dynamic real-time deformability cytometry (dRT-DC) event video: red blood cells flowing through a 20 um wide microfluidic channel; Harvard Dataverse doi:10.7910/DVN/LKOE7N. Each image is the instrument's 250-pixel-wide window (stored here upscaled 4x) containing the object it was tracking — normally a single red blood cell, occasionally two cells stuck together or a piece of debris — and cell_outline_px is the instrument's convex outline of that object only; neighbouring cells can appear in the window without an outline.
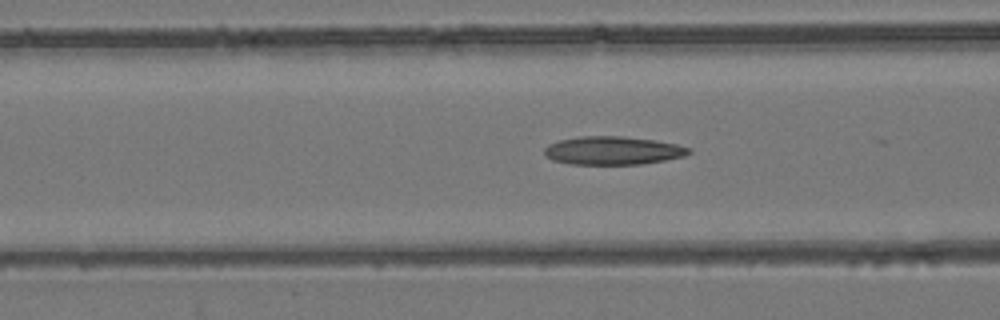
{"species": "common noctule bat (a hibernating species)", "species_latin": "Nyctalus noctula", "temperature_condition": "room temperature", "stored_images_in_passage": 26, "camera_frame_rate_fps": 3000, "um_per_image_px": 0.085, "animal": {"sex": "female", "body_mass_g": 24.6, "forearm_length_mm": 56.2}, "frame": {"image": 1, "passage_image": 4, "time_ms": 1.0, "image_size_px": [1000, 320], "cell_outline_px": [[692, 152], [684, 156], [644, 164], [568, 164], [552, 160], [544, 156], [544, 148], [548, 144], [560, 140], [580, 136], [620, 136], [656, 140], [676, 144], [692, 148]], "centroid_in_image_um": [52.08, 12.8], "position_along_channel_um": 114.5, "area_um2": 23.99}}
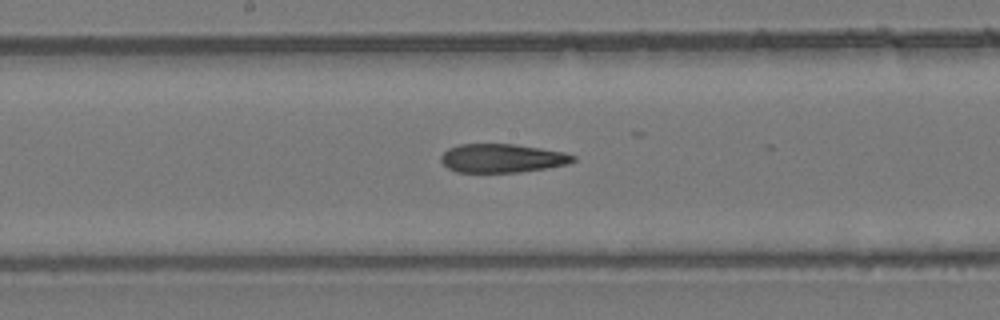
{"frame": {"image": 2, "passage_image": 11, "time_ms": 3.333, "image_size_px": [1000, 320], "cell_outline_px": [[576, 160], [568, 164], [520, 172], [456, 172], [448, 168], [440, 160], [440, 156], [448, 148], [460, 144], [512, 144], [540, 148], [564, 152], [576, 156]], "centroid_in_image_um": [42.67, 13.45], "position_along_channel_um": 205.5, "area_um2": 22.02}}
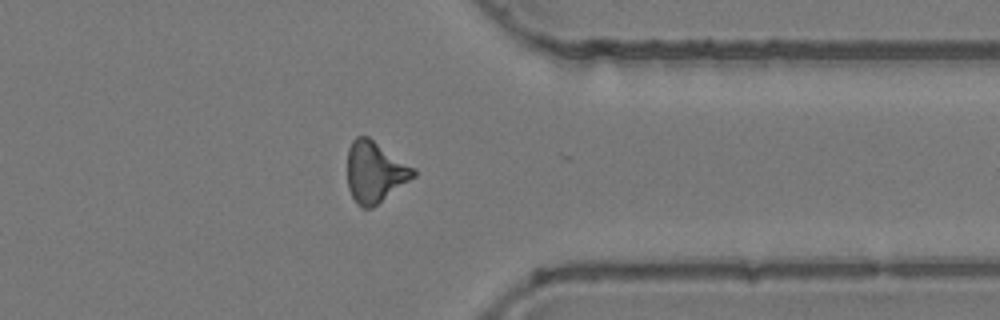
{"frame": {"image": 3, "passage_image": 25, "time_ms": 8.0, "image_size_px": [1000, 320], "cell_outline_px": [[416, 176], [372, 208], [360, 208], [356, 204], [348, 188], [348, 148], [352, 140], [356, 136], [368, 136], [416, 168]], "centroid_in_image_um": [31.87, 14.62], "position_along_channel_um": 379.5, "area_um2": 23.7}}